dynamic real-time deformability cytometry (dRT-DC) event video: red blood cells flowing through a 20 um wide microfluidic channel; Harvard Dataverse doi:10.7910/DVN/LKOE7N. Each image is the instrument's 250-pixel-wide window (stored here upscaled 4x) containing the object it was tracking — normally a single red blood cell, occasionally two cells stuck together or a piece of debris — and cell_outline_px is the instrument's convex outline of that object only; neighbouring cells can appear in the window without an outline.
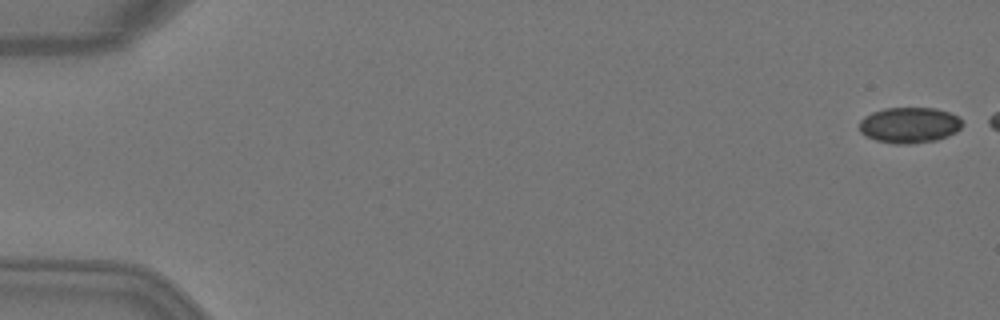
{"species": "Egyptian fruit bat (a non-hibernating species)", "species_latin": "Rousettus aegyptiacus", "temperature_condition": "warm", "stored_images_in_passage": 2, "camera_frame_rate_fps": 3000, "um_per_image_px": 0.085, "animal": {"sex": "female"}, "frame": {"image": 1, "passage_image": 1, "time_ms": 0.0, "image_size_px": [1000, 320], "cell_outline_px": [[964, 124], [956, 132], [948, 136], [936, 140], [904, 144], [896, 144], [876, 140], [864, 136], [860, 132], [860, 120], [864, 116], [872, 112], [884, 108], [936, 108], [948, 112], [964, 120]], "centroid_in_image_um": [77.3, 10.63], "position_along_channel_um": 7.7, "area_um2": 21.56}}